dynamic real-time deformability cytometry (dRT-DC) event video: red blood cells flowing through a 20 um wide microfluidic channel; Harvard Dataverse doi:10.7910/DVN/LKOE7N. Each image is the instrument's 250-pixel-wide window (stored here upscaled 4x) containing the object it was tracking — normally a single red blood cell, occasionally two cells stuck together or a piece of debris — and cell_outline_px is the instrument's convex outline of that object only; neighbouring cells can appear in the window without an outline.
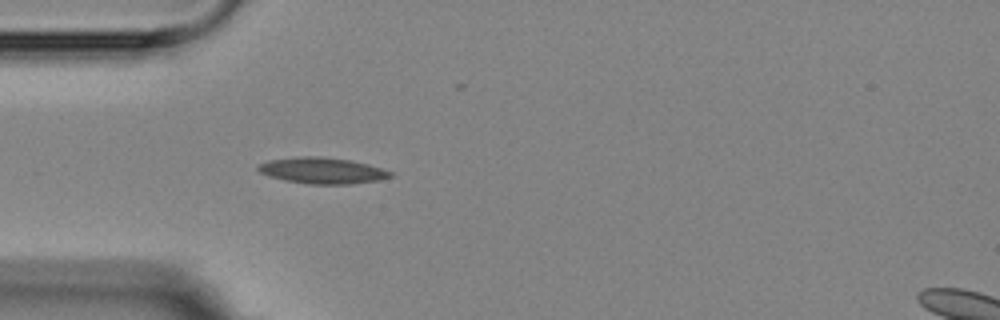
{"species": "Egyptian fruit bat (a non-hibernating species)", "species_latin": "Rousettus aegyptiacus", "temperature_condition": "room temperature", "stored_images_in_passage": 5, "camera_frame_rate_fps": 3000, "um_per_image_px": 0.085, "animal": {"sex": "female"}, "frame": {"image": 1, "passage_image": 5, "time_ms": 4.667, "image_size_px": [1000, 320], "cell_outline_px": [[392, 176], [376, 180], [348, 184], [308, 184], [284, 180], [268, 176], [260, 172], [256, 168], [260, 164], [268, 160], [300, 156], [320, 156], [348, 160], [368, 164], [392, 172]], "centroid_in_image_um": [27.34, 14.49], "position_along_channel_um": 57.7, "area_um2": 19.94}}